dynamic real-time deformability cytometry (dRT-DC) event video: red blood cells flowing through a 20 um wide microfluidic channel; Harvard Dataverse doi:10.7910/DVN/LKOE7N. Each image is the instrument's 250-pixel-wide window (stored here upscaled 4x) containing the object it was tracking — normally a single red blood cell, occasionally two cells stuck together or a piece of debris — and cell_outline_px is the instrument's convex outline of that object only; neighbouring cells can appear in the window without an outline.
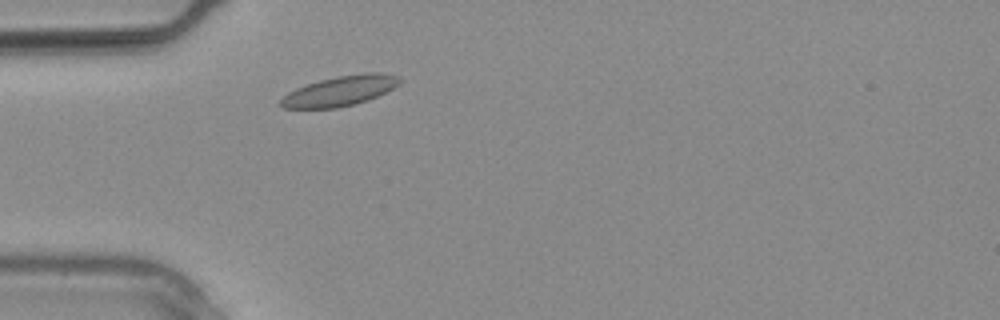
{"species": "common noctule bat (a hibernating species)", "species_latin": "Nyctalus noctula", "temperature_condition": "warm", "stored_images_in_passage": 1, "camera_frame_rate_fps": 3000, "um_per_image_px": 0.085, "animal": {"sex": "male", "body_mass_g": 20.4}, "frame": {"image": 1, "passage_image": 1, "time_ms": 0.0, "image_size_px": [1000, 320], "cell_outline_px": [[400, 84], [368, 100], [336, 108], [284, 108], [280, 104], [280, 100], [288, 92], [296, 88], [320, 80], [336, 76], [364, 72], [380, 72], [400, 76]], "centroid_in_image_um": [28.91, 7.71], "position_along_channel_um": 56.1, "area_um2": 20.63}}